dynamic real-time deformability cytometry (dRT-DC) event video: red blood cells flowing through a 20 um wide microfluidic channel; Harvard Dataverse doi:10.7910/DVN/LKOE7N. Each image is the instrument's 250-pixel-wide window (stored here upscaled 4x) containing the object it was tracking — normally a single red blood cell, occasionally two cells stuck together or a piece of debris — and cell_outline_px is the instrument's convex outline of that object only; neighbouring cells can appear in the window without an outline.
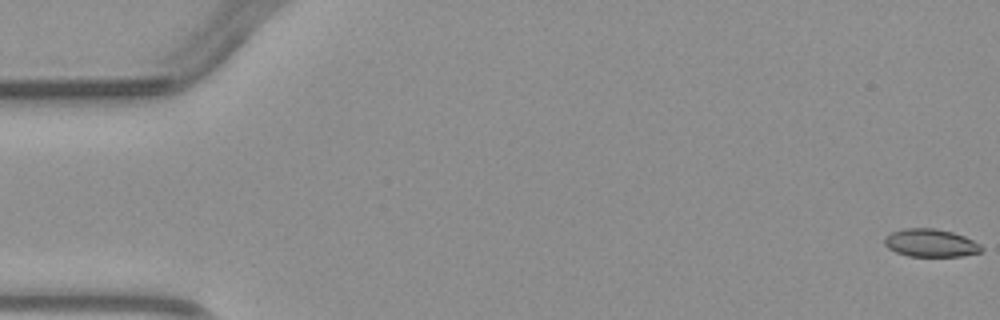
{"species": "common noctule bat (a hibernating species)", "species_latin": "Nyctalus noctula", "temperature_condition": "warm", "stored_images_in_passage": 5, "camera_frame_rate_fps": 3000, "um_per_image_px": 0.085, "animal": {"sex": "male", "body_mass_g": 23.1, "forearm_length_mm": 52.7}, "frame": {"image": 1, "passage_image": 1, "time_ms": 0.0, "image_size_px": [1000, 320], "cell_outline_px": [[984, 248], [980, 252], [964, 256], [908, 256], [896, 252], [888, 248], [884, 244], [884, 240], [892, 232], [904, 228], [936, 228], [952, 232], [964, 236], [980, 244]], "centroid_in_image_um": [79.12, 20.65], "position_along_channel_um": 5.9, "area_um2": 15.72}}